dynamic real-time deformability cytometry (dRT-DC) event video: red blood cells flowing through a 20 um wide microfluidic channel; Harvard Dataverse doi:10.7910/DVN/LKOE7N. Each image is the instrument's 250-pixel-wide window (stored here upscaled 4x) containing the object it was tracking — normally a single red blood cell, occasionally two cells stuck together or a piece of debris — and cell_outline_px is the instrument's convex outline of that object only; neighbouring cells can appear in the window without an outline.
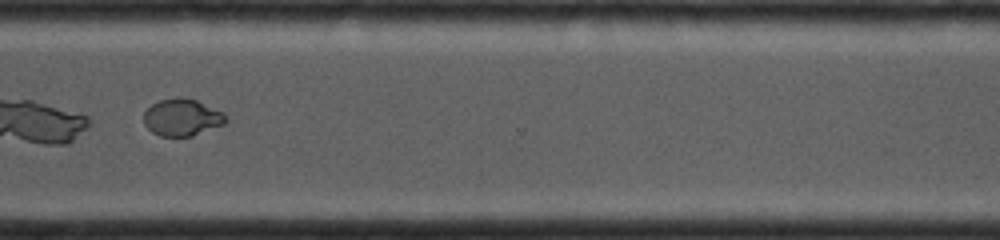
{"species": "common noctule bat (a hibernating species)", "species_latin": "Nyctalus noctula", "temperature_condition": "cold", "stored_images_in_passage": 22, "camera_frame_rate_fps": 4000, "um_per_image_px": 0.085, "animal": {"sex": "female", "body_mass_g": 19.0, "forearm_length_mm": 53.3}, "frame": {"image": 1, "passage_image": 19, "time_ms": 6.75, "image_size_px": [1000, 240], "cell_outline_px": [[228, 120], [224, 124], [192, 136], [160, 136], [152, 132], [144, 124], [144, 112], [152, 104], [160, 100], [176, 96], [180, 96], [196, 100], [224, 112]], "centroid_in_image_um": [15.48, 9.97], "position_along_channel_um": 355.1, "area_um2": 17.8}}